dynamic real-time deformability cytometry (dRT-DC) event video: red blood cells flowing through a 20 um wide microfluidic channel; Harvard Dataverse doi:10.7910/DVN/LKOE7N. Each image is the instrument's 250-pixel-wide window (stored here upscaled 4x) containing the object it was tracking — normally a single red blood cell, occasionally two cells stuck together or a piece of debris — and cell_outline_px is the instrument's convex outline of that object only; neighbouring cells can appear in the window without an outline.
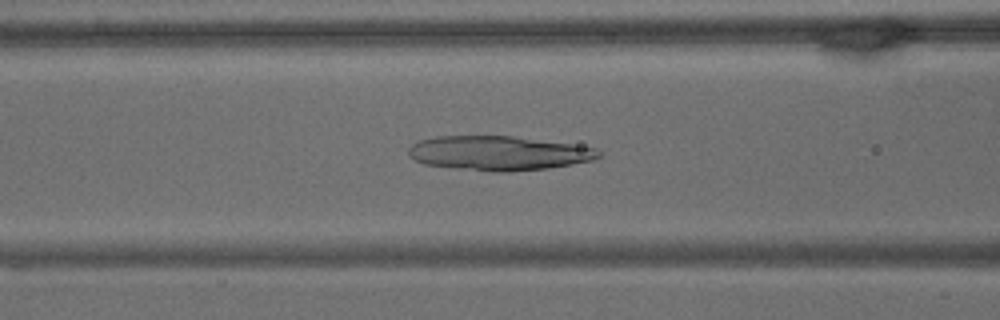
{"species": "common noctule bat (a hibernating species)", "species_latin": "Nyctalus noctula", "temperature_condition": "warm", "stored_images_in_passage": 61, "camera_frame_rate_fps": 3000, "um_per_image_px": 0.085, "animal": {"sex": "male", "body_mass_g": 15.6}, "frame": {"image": 1, "passage_image": 24, "time_ms": 7.667, "image_size_px": [1000, 320], "cell_outline_px": [[604, 152], [600, 156], [592, 160], [548, 168], [508, 172], [496, 172], [452, 168], [424, 164], [408, 156], [408, 148], [412, 144], [420, 140], [436, 136], [512, 136], [572, 144], [596, 148]], "centroid_in_image_um": [42.36, 13.02], "position_along_channel_um": 124.2, "area_um2": 38.15}}
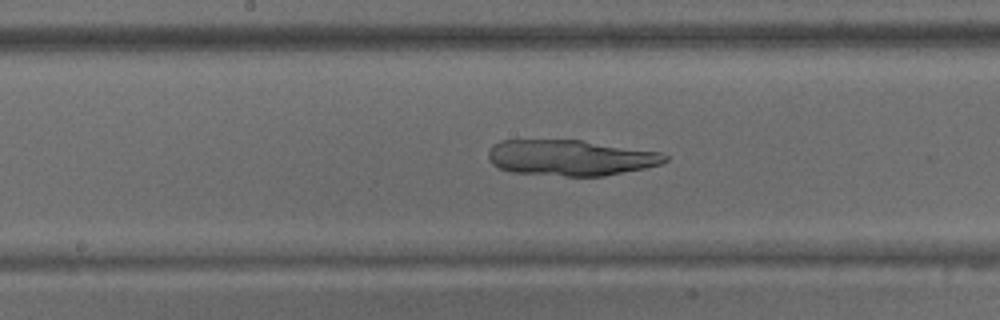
{"frame": {"image": 2, "passage_image": 31, "time_ms": 10.0, "image_size_px": [1000, 320], "cell_outline_px": [[668, 160], [660, 164], [644, 168], [604, 176], [564, 176], [512, 172], [500, 168], [492, 164], [488, 160], [488, 152], [492, 144], [500, 140], [580, 140], [660, 152], [668, 156]], "centroid_in_image_um": [48.46, 13.4], "position_along_channel_um": 199.7, "area_um2": 36.82}}
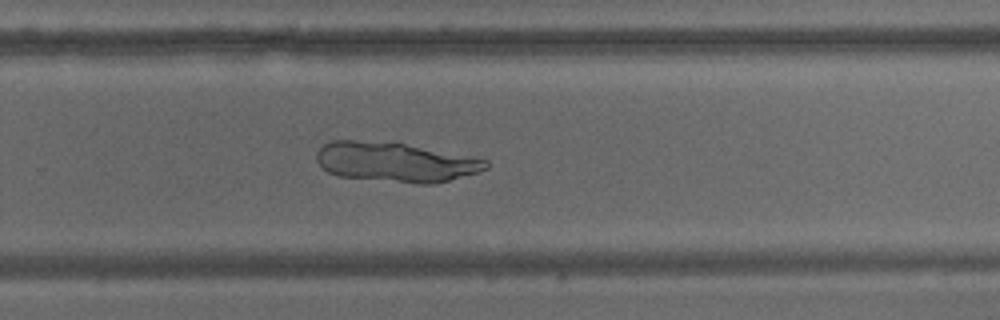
{"frame": {"image": 3, "passage_image": 40, "time_ms": 13.0, "image_size_px": [1000, 320], "cell_outline_px": [[488, 168], [476, 172], [448, 180], [432, 184], [416, 184], [340, 176], [328, 172], [316, 160], [316, 152], [324, 144], [332, 140], [352, 140], [404, 144], [480, 156], [488, 160]], "centroid_in_image_um": [33.67, 13.77], "position_along_channel_um": 296.1, "area_um2": 39.13}}